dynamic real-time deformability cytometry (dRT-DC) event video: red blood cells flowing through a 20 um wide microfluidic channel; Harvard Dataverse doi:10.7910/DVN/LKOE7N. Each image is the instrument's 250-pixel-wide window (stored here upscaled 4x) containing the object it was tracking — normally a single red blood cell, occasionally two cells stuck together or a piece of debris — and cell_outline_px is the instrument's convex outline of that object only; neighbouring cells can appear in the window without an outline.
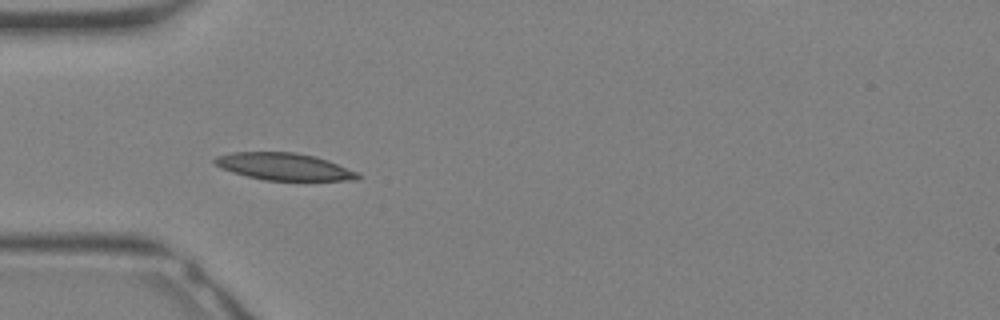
{"species": "Egyptian fruit bat (a non-hibernating species)", "species_latin": "Rousettus aegyptiacus", "temperature_condition": "warm", "stored_images_in_passage": 29, "camera_frame_rate_fps": 3000, "um_per_image_px": 0.085, "animal": {"sex": "female"}, "frame": {"image": 1, "passage_image": 11, "time_ms": 3.333, "image_size_px": [1000, 320], "cell_outline_px": [[360, 180], [264, 180], [232, 172], [220, 168], [212, 160], [216, 156], [232, 152], [296, 152], [316, 156], [328, 160], [356, 172], [360, 176]], "centroid_in_image_um": [24.12, 14.15], "position_along_channel_um": 60.9, "area_um2": 22.54}}
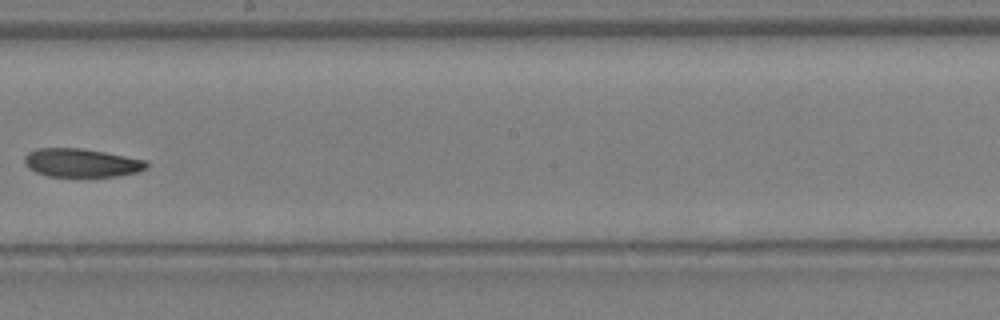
{"frame": {"image": 2, "passage_image": 20, "time_ms": 6.333, "image_size_px": [1000, 320], "cell_outline_px": [[148, 168], [136, 172], [120, 176], [48, 176], [36, 172], [28, 168], [24, 164], [24, 156], [28, 152], [36, 148], [80, 148], [104, 152], [148, 160]], "centroid_in_image_um": [6.92, 13.83], "position_along_channel_um": 241.3, "area_um2": 20.35}}
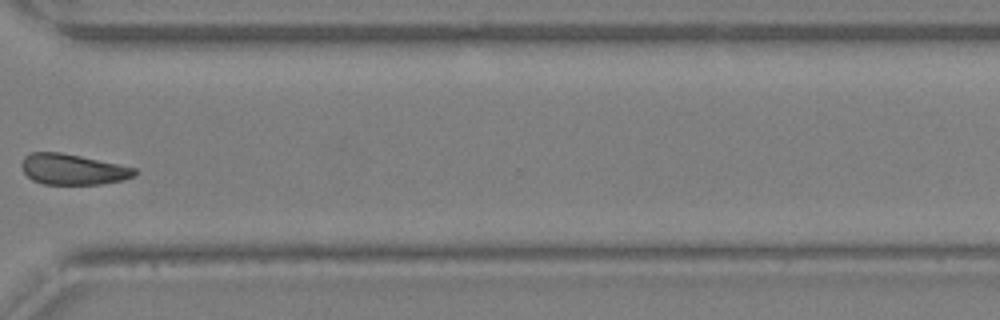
{"frame": {"image": 3, "passage_image": 26, "time_ms": 8.333, "image_size_px": [1000, 320], "cell_outline_px": [[136, 176], [124, 180], [100, 184], [44, 184], [32, 180], [24, 172], [20, 164], [24, 156], [32, 152], [60, 152], [120, 164], [136, 168]], "centroid_in_image_um": [6.2, 14.39], "position_along_channel_um": 364.4, "area_um2": 20.29}}